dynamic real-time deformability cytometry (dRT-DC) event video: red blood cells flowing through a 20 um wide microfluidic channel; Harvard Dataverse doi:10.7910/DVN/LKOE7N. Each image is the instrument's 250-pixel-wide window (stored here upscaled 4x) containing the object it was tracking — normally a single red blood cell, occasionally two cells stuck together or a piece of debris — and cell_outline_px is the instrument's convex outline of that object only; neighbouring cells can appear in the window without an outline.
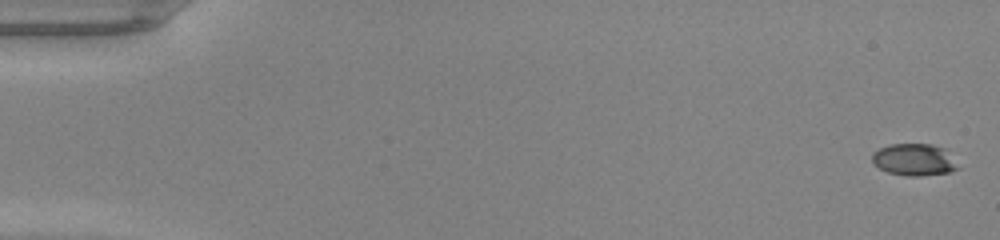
{"species": "common noctule bat (a hibernating species)", "species_latin": "Nyctalus noctula", "temperature_condition": "warm", "stored_images_in_passage": 49, "camera_frame_rate_fps": 3000, "um_per_image_px": 0.085, "animal": {"sex": "male", "body_mass_g": 20.0, "forearm_length_mm": 53.3}, "frame": {"image": 1, "passage_image": 1, "time_ms": 0.0, "image_size_px": [1000, 240], "cell_outline_px": [[960, 168], [948, 172], [920, 176], [908, 176], [888, 172], [872, 164], [872, 152], [888, 144], [932, 144], [948, 148]], "centroid_in_image_um": [77.73, 13.55], "position_along_channel_um": 7.3, "area_um2": 16.3}}
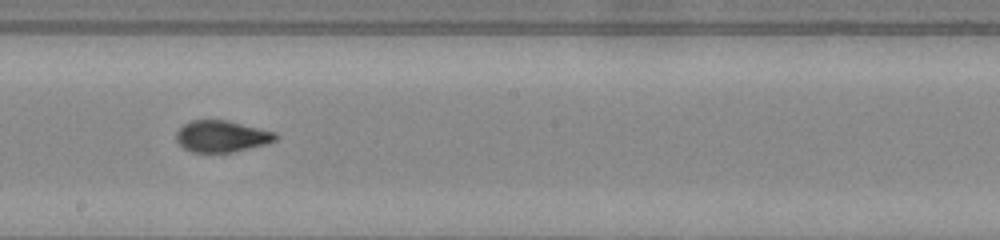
{"frame": {"image": 2, "passage_image": 28, "time_ms": 9.0, "image_size_px": [1000, 240], "cell_outline_px": [[280, 136], [276, 140], [264, 144], [232, 152], [192, 152], [184, 148], [176, 140], [176, 132], [184, 124], [192, 120], [228, 120], [276, 132]], "centroid_in_image_um": [18.85, 11.57], "position_along_channel_um": 229.3, "area_um2": 18.21}}
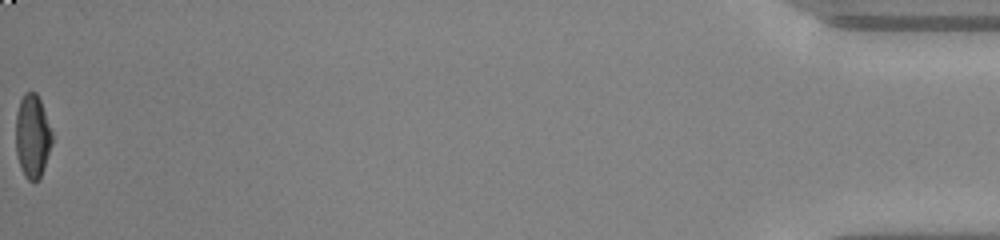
{"frame": {"image": 3, "passage_image": 49, "time_ms": 16.0, "image_size_px": [1000, 240], "cell_outline_px": [[52, 144], [40, 180], [28, 180], [24, 176], [20, 168], [16, 152], [16, 112], [20, 100], [24, 92], [36, 92], [40, 100], [52, 132]], "centroid_in_image_um": [2.75, 11.59], "position_along_channel_um": 432.5, "area_um2": 17.74}, "authors_computed_cell_mechanics": {"area_um2": 18.0914, "velocity_mm_per_s": 4.3053, "shape_relaxation_time_tau1_ms": 6.1006, "shape_relaxation_time_tau2_ms": 0.6789, "deformation_change_tau1": 0.2598, "deformation_change_tau2": 0.0664}}